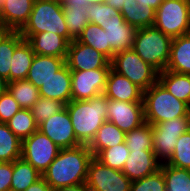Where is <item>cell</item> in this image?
<instances>
[{
	"label": "cell",
	"mask_w": 190,
	"mask_h": 191,
	"mask_svg": "<svg viewBox=\"0 0 190 191\" xmlns=\"http://www.w3.org/2000/svg\"><path fill=\"white\" fill-rule=\"evenodd\" d=\"M111 67L120 75L128 78L143 91L149 89L158 81V71L132 49L114 54Z\"/></svg>",
	"instance_id": "obj_7"
},
{
	"label": "cell",
	"mask_w": 190,
	"mask_h": 191,
	"mask_svg": "<svg viewBox=\"0 0 190 191\" xmlns=\"http://www.w3.org/2000/svg\"><path fill=\"white\" fill-rule=\"evenodd\" d=\"M158 81L170 94L190 107V75L165 70L158 73Z\"/></svg>",
	"instance_id": "obj_24"
},
{
	"label": "cell",
	"mask_w": 190,
	"mask_h": 191,
	"mask_svg": "<svg viewBox=\"0 0 190 191\" xmlns=\"http://www.w3.org/2000/svg\"><path fill=\"white\" fill-rule=\"evenodd\" d=\"M76 40L101 52L110 60V46L105 31L97 24L89 23Z\"/></svg>",
	"instance_id": "obj_34"
},
{
	"label": "cell",
	"mask_w": 190,
	"mask_h": 191,
	"mask_svg": "<svg viewBox=\"0 0 190 191\" xmlns=\"http://www.w3.org/2000/svg\"><path fill=\"white\" fill-rule=\"evenodd\" d=\"M19 32L21 35L51 32L64 37L69 43L74 40L68 34L63 2L56 0H35L29 19Z\"/></svg>",
	"instance_id": "obj_4"
},
{
	"label": "cell",
	"mask_w": 190,
	"mask_h": 191,
	"mask_svg": "<svg viewBox=\"0 0 190 191\" xmlns=\"http://www.w3.org/2000/svg\"><path fill=\"white\" fill-rule=\"evenodd\" d=\"M13 162H0V191L10 190Z\"/></svg>",
	"instance_id": "obj_42"
},
{
	"label": "cell",
	"mask_w": 190,
	"mask_h": 191,
	"mask_svg": "<svg viewBox=\"0 0 190 191\" xmlns=\"http://www.w3.org/2000/svg\"><path fill=\"white\" fill-rule=\"evenodd\" d=\"M107 0H64L63 7H74V5L88 6L89 4L105 3Z\"/></svg>",
	"instance_id": "obj_43"
},
{
	"label": "cell",
	"mask_w": 190,
	"mask_h": 191,
	"mask_svg": "<svg viewBox=\"0 0 190 191\" xmlns=\"http://www.w3.org/2000/svg\"><path fill=\"white\" fill-rule=\"evenodd\" d=\"M153 26L172 39L190 33V0H164Z\"/></svg>",
	"instance_id": "obj_6"
},
{
	"label": "cell",
	"mask_w": 190,
	"mask_h": 191,
	"mask_svg": "<svg viewBox=\"0 0 190 191\" xmlns=\"http://www.w3.org/2000/svg\"><path fill=\"white\" fill-rule=\"evenodd\" d=\"M165 70L190 75V33L172 39Z\"/></svg>",
	"instance_id": "obj_22"
},
{
	"label": "cell",
	"mask_w": 190,
	"mask_h": 191,
	"mask_svg": "<svg viewBox=\"0 0 190 191\" xmlns=\"http://www.w3.org/2000/svg\"><path fill=\"white\" fill-rule=\"evenodd\" d=\"M21 107L7 90L0 96V123H6Z\"/></svg>",
	"instance_id": "obj_41"
},
{
	"label": "cell",
	"mask_w": 190,
	"mask_h": 191,
	"mask_svg": "<svg viewBox=\"0 0 190 191\" xmlns=\"http://www.w3.org/2000/svg\"><path fill=\"white\" fill-rule=\"evenodd\" d=\"M166 191H190V170L162 163Z\"/></svg>",
	"instance_id": "obj_32"
},
{
	"label": "cell",
	"mask_w": 190,
	"mask_h": 191,
	"mask_svg": "<svg viewBox=\"0 0 190 191\" xmlns=\"http://www.w3.org/2000/svg\"><path fill=\"white\" fill-rule=\"evenodd\" d=\"M108 99L104 94L87 100L70 101L66 106L77 141L89 145L98 129L107 121Z\"/></svg>",
	"instance_id": "obj_2"
},
{
	"label": "cell",
	"mask_w": 190,
	"mask_h": 191,
	"mask_svg": "<svg viewBox=\"0 0 190 191\" xmlns=\"http://www.w3.org/2000/svg\"><path fill=\"white\" fill-rule=\"evenodd\" d=\"M6 124L21 141L38 130V124L30 109L21 108Z\"/></svg>",
	"instance_id": "obj_31"
},
{
	"label": "cell",
	"mask_w": 190,
	"mask_h": 191,
	"mask_svg": "<svg viewBox=\"0 0 190 191\" xmlns=\"http://www.w3.org/2000/svg\"><path fill=\"white\" fill-rule=\"evenodd\" d=\"M65 64L70 71L112 68L111 61L105 55L76 39L69 43Z\"/></svg>",
	"instance_id": "obj_13"
},
{
	"label": "cell",
	"mask_w": 190,
	"mask_h": 191,
	"mask_svg": "<svg viewBox=\"0 0 190 191\" xmlns=\"http://www.w3.org/2000/svg\"><path fill=\"white\" fill-rule=\"evenodd\" d=\"M107 121L127 133L145 123L143 102H122L108 99Z\"/></svg>",
	"instance_id": "obj_14"
},
{
	"label": "cell",
	"mask_w": 190,
	"mask_h": 191,
	"mask_svg": "<svg viewBox=\"0 0 190 191\" xmlns=\"http://www.w3.org/2000/svg\"><path fill=\"white\" fill-rule=\"evenodd\" d=\"M61 148H59L44 133L36 130L22 141L21 157L29 162L40 174H43L54 161Z\"/></svg>",
	"instance_id": "obj_9"
},
{
	"label": "cell",
	"mask_w": 190,
	"mask_h": 191,
	"mask_svg": "<svg viewBox=\"0 0 190 191\" xmlns=\"http://www.w3.org/2000/svg\"><path fill=\"white\" fill-rule=\"evenodd\" d=\"M35 0H4L1 17L8 30L20 31L27 23Z\"/></svg>",
	"instance_id": "obj_19"
},
{
	"label": "cell",
	"mask_w": 190,
	"mask_h": 191,
	"mask_svg": "<svg viewBox=\"0 0 190 191\" xmlns=\"http://www.w3.org/2000/svg\"><path fill=\"white\" fill-rule=\"evenodd\" d=\"M88 20L90 23L101 26L105 24L111 17L122 16L120 10L115 9L108 3L89 4Z\"/></svg>",
	"instance_id": "obj_39"
},
{
	"label": "cell",
	"mask_w": 190,
	"mask_h": 191,
	"mask_svg": "<svg viewBox=\"0 0 190 191\" xmlns=\"http://www.w3.org/2000/svg\"><path fill=\"white\" fill-rule=\"evenodd\" d=\"M8 31L7 28H0V39L2 38V36Z\"/></svg>",
	"instance_id": "obj_49"
},
{
	"label": "cell",
	"mask_w": 190,
	"mask_h": 191,
	"mask_svg": "<svg viewBox=\"0 0 190 191\" xmlns=\"http://www.w3.org/2000/svg\"><path fill=\"white\" fill-rule=\"evenodd\" d=\"M125 144L129 151L153 150L152 125L144 123L125 135Z\"/></svg>",
	"instance_id": "obj_35"
},
{
	"label": "cell",
	"mask_w": 190,
	"mask_h": 191,
	"mask_svg": "<svg viewBox=\"0 0 190 191\" xmlns=\"http://www.w3.org/2000/svg\"><path fill=\"white\" fill-rule=\"evenodd\" d=\"M143 104L145 122L151 125L190 113V107L170 94L159 81L143 91Z\"/></svg>",
	"instance_id": "obj_3"
},
{
	"label": "cell",
	"mask_w": 190,
	"mask_h": 191,
	"mask_svg": "<svg viewBox=\"0 0 190 191\" xmlns=\"http://www.w3.org/2000/svg\"><path fill=\"white\" fill-rule=\"evenodd\" d=\"M71 87V71L65 64L39 88V93L41 97L56 99L67 105L71 101Z\"/></svg>",
	"instance_id": "obj_21"
},
{
	"label": "cell",
	"mask_w": 190,
	"mask_h": 191,
	"mask_svg": "<svg viewBox=\"0 0 190 191\" xmlns=\"http://www.w3.org/2000/svg\"><path fill=\"white\" fill-rule=\"evenodd\" d=\"M8 91L24 109H30L40 97L39 88L26 79L8 82Z\"/></svg>",
	"instance_id": "obj_30"
},
{
	"label": "cell",
	"mask_w": 190,
	"mask_h": 191,
	"mask_svg": "<svg viewBox=\"0 0 190 191\" xmlns=\"http://www.w3.org/2000/svg\"><path fill=\"white\" fill-rule=\"evenodd\" d=\"M65 107V104L56 99H49L45 97H39L38 101L30 108L36 123L39 125L43 121L47 120L52 115L61 111Z\"/></svg>",
	"instance_id": "obj_38"
},
{
	"label": "cell",
	"mask_w": 190,
	"mask_h": 191,
	"mask_svg": "<svg viewBox=\"0 0 190 191\" xmlns=\"http://www.w3.org/2000/svg\"><path fill=\"white\" fill-rule=\"evenodd\" d=\"M100 27L104 29L107 43L110 46V61L115 53L132 49L137 29L129 25L123 16H112Z\"/></svg>",
	"instance_id": "obj_15"
},
{
	"label": "cell",
	"mask_w": 190,
	"mask_h": 191,
	"mask_svg": "<svg viewBox=\"0 0 190 191\" xmlns=\"http://www.w3.org/2000/svg\"><path fill=\"white\" fill-rule=\"evenodd\" d=\"M127 0H107L106 3L110 4L112 7H114L115 9L121 10L123 4L126 2Z\"/></svg>",
	"instance_id": "obj_47"
},
{
	"label": "cell",
	"mask_w": 190,
	"mask_h": 191,
	"mask_svg": "<svg viewBox=\"0 0 190 191\" xmlns=\"http://www.w3.org/2000/svg\"><path fill=\"white\" fill-rule=\"evenodd\" d=\"M93 157L88 145L61 149L42 177L53 191L86 183L88 166Z\"/></svg>",
	"instance_id": "obj_1"
},
{
	"label": "cell",
	"mask_w": 190,
	"mask_h": 191,
	"mask_svg": "<svg viewBox=\"0 0 190 191\" xmlns=\"http://www.w3.org/2000/svg\"><path fill=\"white\" fill-rule=\"evenodd\" d=\"M110 69L71 71V101L87 100L103 94Z\"/></svg>",
	"instance_id": "obj_11"
},
{
	"label": "cell",
	"mask_w": 190,
	"mask_h": 191,
	"mask_svg": "<svg viewBox=\"0 0 190 191\" xmlns=\"http://www.w3.org/2000/svg\"><path fill=\"white\" fill-rule=\"evenodd\" d=\"M131 182L121 170L105 166L95 157L89 163L86 185L90 191H130Z\"/></svg>",
	"instance_id": "obj_10"
},
{
	"label": "cell",
	"mask_w": 190,
	"mask_h": 191,
	"mask_svg": "<svg viewBox=\"0 0 190 191\" xmlns=\"http://www.w3.org/2000/svg\"><path fill=\"white\" fill-rule=\"evenodd\" d=\"M54 191H90V190L88 189L86 183H82V184L62 187Z\"/></svg>",
	"instance_id": "obj_45"
},
{
	"label": "cell",
	"mask_w": 190,
	"mask_h": 191,
	"mask_svg": "<svg viewBox=\"0 0 190 191\" xmlns=\"http://www.w3.org/2000/svg\"><path fill=\"white\" fill-rule=\"evenodd\" d=\"M22 141L8 128L0 123V162H13L21 158Z\"/></svg>",
	"instance_id": "obj_29"
},
{
	"label": "cell",
	"mask_w": 190,
	"mask_h": 191,
	"mask_svg": "<svg viewBox=\"0 0 190 191\" xmlns=\"http://www.w3.org/2000/svg\"><path fill=\"white\" fill-rule=\"evenodd\" d=\"M190 129V113L184 117L152 125L153 151L162 162L173 154L177 139Z\"/></svg>",
	"instance_id": "obj_8"
},
{
	"label": "cell",
	"mask_w": 190,
	"mask_h": 191,
	"mask_svg": "<svg viewBox=\"0 0 190 191\" xmlns=\"http://www.w3.org/2000/svg\"><path fill=\"white\" fill-rule=\"evenodd\" d=\"M25 191H53L43 177L30 185Z\"/></svg>",
	"instance_id": "obj_44"
},
{
	"label": "cell",
	"mask_w": 190,
	"mask_h": 191,
	"mask_svg": "<svg viewBox=\"0 0 190 191\" xmlns=\"http://www.w3.org/2000/svg\"><path fill=\"white\" fill-rule=\"evenodd\" d=\"M24 40L19 31L8 30L0 39V76L10 82L11 63L15 48Z\"/></svg>",
	"instance_id": "obj_27"
},
{
	"label": "cell",
	"mask_w": 190,
	"mask_h": 191,
	"mask_svg": "<svg viewBox=\"0 0 190 191\" xmlns=\"http://www.w3.org/2000/svg\"><path fill=\"white\" fill-rule=\"evenodd\" d=\"M34 56L35 53L31 45L26 40H23L14 50L10 70V82L26 79Z\"/></svg>",
	"instance_id": "obj_26"
},
{
	"label": "cell",
	"mask_w": 190,
	"mask_h": 191,
	"mask_svg": "<svg viewBox=\"0 0 190 191\" xmlns=\"http://www.w3.org/2000/svg\"><path fill=\"white\" fill-rule=\"evenodd\" d=\"M165 163L190 170V129L179 136L173 154Z\"/></svg>",
	"instance_id": "obj_37"
},
{
	"label": "cell",
	"mask_w": 190,
	"mask_h": 191,
	"mask_svg": "<svg viewBox=\"0 0 190 191\" xmlns=\"http://www.w3.org/2000/svg\"><path fill=\"white\" fill-rule=\"evenodd\" d=\"M124 20L136 29L153 26L155 10L137 4V0H127L120 10Z\"/></svg>",
	"instance_id": "obj_25"
},
{
	"label": "cell",
	"mask_w": 190,
	"mask_h": 191,
	"mask_svg": "<svg viewBox=\"0 0 190 191\" xmlns=\"http://www.w3.org/2000/svg\"><path fill=\"white\" fill-rule=\"evenodd\" d=\"M63 13L68 34L73 39H77L90 23L88 20V6L74 5V7H63Z\"/></svg>",
	"instance_id": "obj_33"
},
{
	"label": "cell",
	"mask_w": 190,
	"mask_h": 191,
	"mask_svg": "<svg viewBox=\"0 0 190 191\" xmlns=\"http://www.w3.org/2000/svg\"><path fill=\"white\" fill-rule=\"evenodd\" d=\"M126 133L115 124L106 121L96 132L95 137L88 145L91 153L96 157L102 150L125 142Z\"/></svg>",
	"instance_id": "obj_23"
},
{
	"label": "cell",
	"mask_w": 190,
	"mask_h": 191,
	"mask_svg": "<svg viewBox=\"0 0 190 191\" xmlns=\"http://www.w3.org/2000/svg\"><path fill=\"white\" fill-rule=\"evenodd\" d=\"M130 191H166L162 170L159 169L151 175L132 181Z\"/></svg>",
	"instance_id": "obj_40"
},
{
	"label": "cell",
	"mask_w": 190,
	"mask_h": 191,
	"mask_svg": "<svg viewBox=\"0 0 190 191\" xmlns=\"http://www.w3.org/2000/svg\"><path fill=\"white\" fill-rule=\"evenodd\" d=\"M171 42V37L155 26H148L136 30L132 50L144 62L150 64L158 72H162L165 71L169 60Z\"/></svg>",
	"instance_id": "obj_5"
},
{
	"label": "cell",
	"mask_w": 190,
	"mask_h": 191,
	"mask_svg": "<svg viewBox=\"0 0 190 191\" xmlns=\"http://www.w3.org/2000/svg\"><path fill=\"white\" fill-rule=\"evenodd\" d=\"M163 1L164 0H137V4H141L143 7H151L156 11Z\"/></svg>",
	"instance_id": "obj_46"
},
{
	"label": "cell",
	"mask_w": 190,
	"mask_h": 191,
	"mask_svg": "<svg viewBox=\"0 0 190 191\" xmlns=\"http://www.w3.org/2000/svg\"><path fill=\"white\" fill-rule=\"evenodd\" d=\"M32 47L35 54L66 58L69 42L62 36L41 32L34 35H21Z\"/></svg>",
	"instance_id": "obj_18"
},
{
	"label": "cell",
	"mask_w": 190,
	"mask_h": 191,
	"mask_svg": "<svg viewBox=\"0 0 190 191\" xmlns=\"http://www.w3.org/2000/svg\"><path fill=\"white\" fill-rule=\"evenodd\" d=\"M161 164L153 150L130 151L122 172L136 181L157 172Z\"/></svg>",
	"instance_id": "obj_16"
},
{
	"label": "cell",
	"mask_w": 190,
	"mask_h": 191,
	"mask_svg": "<svg viewBox=\"0 0 190 191\" xmlns=\"http://www.w3.org/2000/svg\"><path fill=\"white\" fill-rule=\"evenodd\" d=\"M65 59L35 54L26 80L30 81L35 87L40 88L65 65Z\"/></svg>",
	"instance_id": "obj_20"
},
{
	"label": "cell",
	"mask_w": 190,
	"mask_h": 191,
	"mask_svg": "<svg viewBox=\"0 0 190 191\" xmlns=\"http://www.w3.org/2000/svg\"><path fill=\"white\" fill-rule=\"evenodd\" d=\"M0 28H6L1 17V11H0Z\"/></svg>",
	"instance_id": "obj_50"
},
{
	"label": "cell",
	"mask_w": 190,
	"mask_h": 191,
	"mask_svg": "<svg viewBox=\"0 0 190 191\" xmlns=\"http://www.w3.org/2000/svg\"><path fill=\"white\" fill-rule=\"evenodd\" d=\"M8 90V81L0 76V96Z\"/></svg>",
	"instance_id": "obj_48"
},
{
	"label": "cell",
	"mask_w": 190,
	"mask_h": 191,
	"mask_svg": "<svg viewBox=\"0 0 190 191\" xmlns=\"http://www.w3.org/2000/svg\"><path fill=\"white\" fill-rule=\"evenodd\" d=\"M130 154L125 142L102 150L95 158L103 165L121 170Z\"/></svg>",
	"instance_id": "obj_36"
},
{
	"label": "cell",
	"mask_w": 190,
	"mask_h": 191,
	"mask_svg": "<svg viewBox=\"0 0 190 191\" xmlns=\"http://www.w3.org/2000/svg\"><path fill=\"white\" fill-rule=\"evenodd\" d=\"M38 130L50 138L59 148L81 145L76 138L66 106L38 125Z\"/></svg>",
	"instance_id": "obj_12"
},
{
	"label": "cell",
	"mask_w": 190,
	"mask_h": 191,
	"mask_svg": "<svg viewBox=\"0 0 190 191\" xmlns=\"http://www.w3.org/2000/svg\"><path fill=\"white\" fill-rule=\"evenodd\" d=\"M103 94L107 99L122 102H143V90L112 68L109 71Z\"/></svg>",
	"instance_id": "obj_17"
},
{
	"label": "cell",
	"mask_w": 190,
	"mask_h": 191,
	"mask_svg": "<svg viewBox=\"0 0 190 191\" xmlns=\"http://www.w3.org/2000/svg\"><path fill=\"white\" fill-rule=\"evenodd\" d=\"M41 177L42 174L21 157L13 161V174L10 189L15 191H25Z\"/></svg>",
	"instance_id": "obj_28"
}]
</instances>
